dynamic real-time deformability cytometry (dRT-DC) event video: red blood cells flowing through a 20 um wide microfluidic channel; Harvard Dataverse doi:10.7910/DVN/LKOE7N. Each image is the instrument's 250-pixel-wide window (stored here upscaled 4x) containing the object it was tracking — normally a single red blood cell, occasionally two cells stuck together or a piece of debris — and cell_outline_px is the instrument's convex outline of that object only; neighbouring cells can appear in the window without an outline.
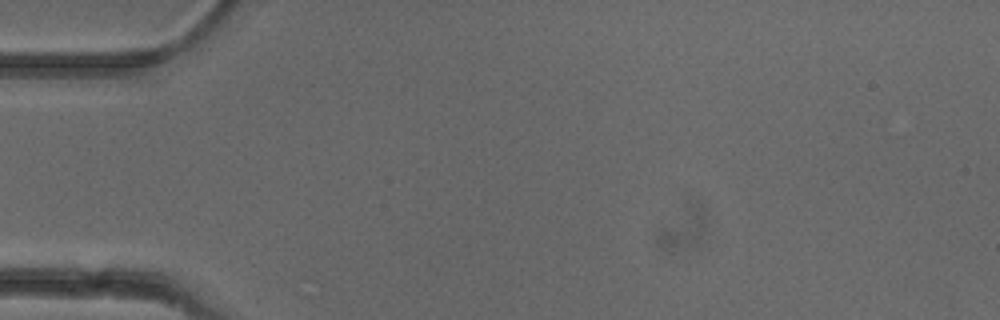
{"species": "common noctule bat (a hibernating species)", "species_latin": "Nyctalus noctula", "temperature_condition": "cold", "stored_images_in_passage": 3, "camera_frame_rate_fps": 3000, "um_per_image_px": 0.085, "animal": {"sex": "female"}, "frame": {"image": 1, "passage_image": 1, "time_ms": 0.0, "image_size_px": [1000, 320], "cell_outline_px": [[160, 44], [156, 48], [140, 52], [120, 56], [52, 64], [28, 56], [28, 52], [40, 48]], "centroid_in_image_um": [7.31, 4.48], "position_along_channel_um": 77.7, "area_um2": 10.58}}